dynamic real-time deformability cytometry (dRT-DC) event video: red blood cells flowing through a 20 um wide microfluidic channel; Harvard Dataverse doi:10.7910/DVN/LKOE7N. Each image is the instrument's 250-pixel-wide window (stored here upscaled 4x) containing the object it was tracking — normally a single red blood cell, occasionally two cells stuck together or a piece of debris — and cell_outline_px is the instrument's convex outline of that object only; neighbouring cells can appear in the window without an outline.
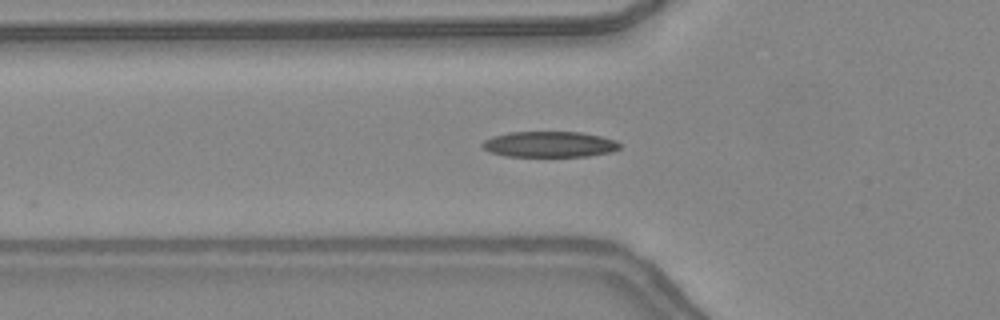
{"species": "common noctule bat (a hibernating species)", "species_latin": "Nyctalus noctula", "temperature_condition": "warm", "stored_images_in_passage": 34, "camera_frame_rate_fps": 3000, "um_per_image_px": 0.085, "animal": {"sex": "female", "body_mass_g": 24.6, "forearm_length_mm": 56.2}, "frame": {"image": 1, "passage_image": 3, "time_ms": 0.667, "image_size_px": [1000, 320], "cell_outline_px": [[620, 148], [612, 152], [588, 156], [508, 156], [488, 152], [480, 144], [484, 140], [492, 136], [508, 132], [580, 132], [600, 136], [616, 140], [620, 144]], "centroid_in_image_um": [46.69, 12.26], "position_along_channel_um": 79.1, "area_um2": 20.69}}
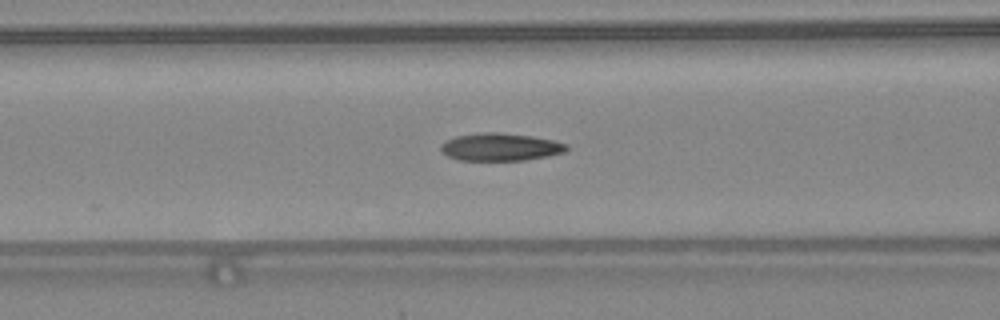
{"frame": {"image": 2, "passage_image": 6, "time_ms": 1.667, "image_size_px": [1000, 320], "cell_outline_px": [[568, 148], [564, 152], [548, 156], [524, 160], [460, 160], [448, 156], [440, 148], [440, 144], [444, 140], [456, 136], [480, 132], [500, 132], [532, 136], [552, 140], [568, 144]], "centroid_in_image_um": [42.52, 12.48], "position_along_channel_um": 124.1, "area_um2": 20.29}}
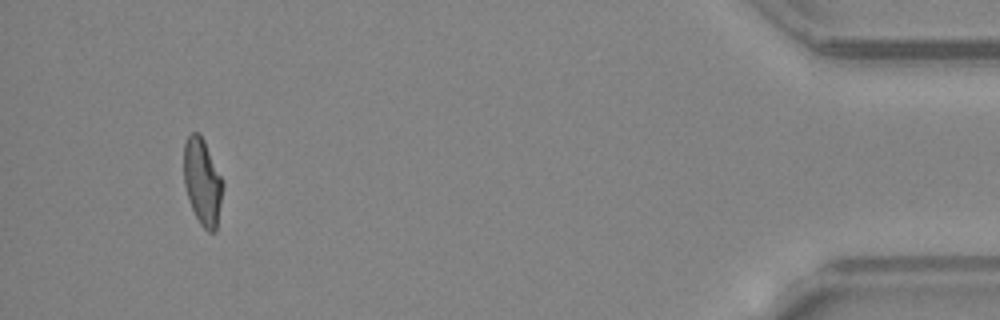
{"frame": {"image": 3, "passage_image": 31, "time_ms": 10.0, "image_size_px": [1000, 320], "cell_outline_px": [[224, 184], [216, 232], [208, 232], [200, 224], [192, 208], [184, 184], [184, 144], [188, 136], [192, 132], [200, 132], [204, 140]], "centroid_in_image_um": [17.21, 15.46], "position_along_channel_um": 418.0, "area_um2": 19.54}, "authors_computed_cell_mechanics": {"area_um2": 20.1144, "velocity_mm_per_s": 4.3834, "shape_relaxation_time_tau1_ms": null, "shape_relaxation_time_tau2_ms": 1.2254, "deformation_change_tau1": null, "deformation_change_tau2": 0.0805}}